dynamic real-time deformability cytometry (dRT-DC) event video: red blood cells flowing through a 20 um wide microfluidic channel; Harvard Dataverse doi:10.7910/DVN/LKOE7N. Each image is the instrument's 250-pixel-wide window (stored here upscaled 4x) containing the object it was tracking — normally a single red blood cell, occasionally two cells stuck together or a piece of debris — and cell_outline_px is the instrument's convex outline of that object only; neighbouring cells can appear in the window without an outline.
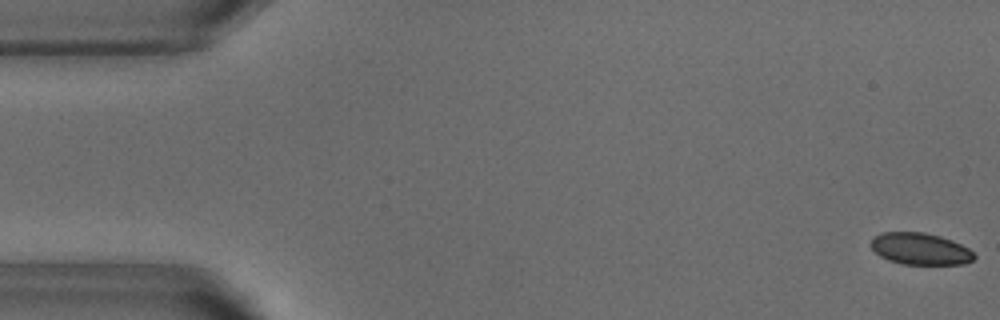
{"species": "common noctule bat (a hibernating species)", "species_latin": "Nyctalus noctula", "temperature_condition": "warm", "stored_images_in_passage": 35, "camera_frame_rate_fps": 3000, "um_per_image_px": 0.085, "animal": {"sex": "male", "body_mass_g": 18.8}, "frame": {"image": 1, "passage_image": 1, "time_ms": 0.0, "image_size_px": [1000, 320], "cell_outline_px": [[976, 256], [972, 260], [964, 264], [900, 264], [888, 260], [880, 256], [868, 244], [880, 232], [924, 232], [940, 236], [952, 240], [968, 248]], "centroid_in_image_um": [78.2, 21.15], "position_along_channel_um": 6.8, "area_um2": 19.13}}
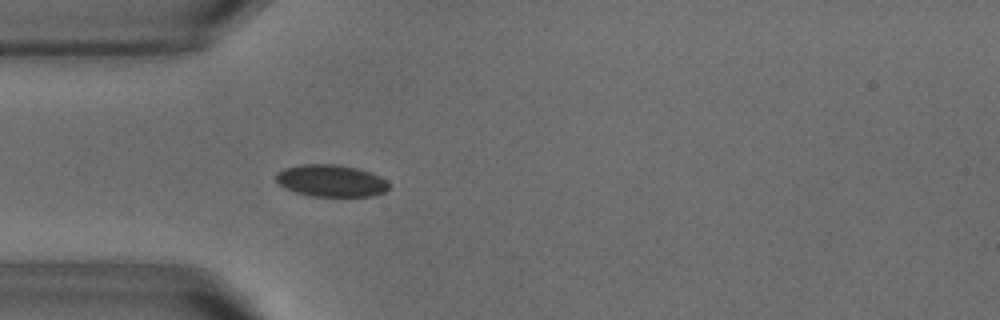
{"frame": {"image": 2, "passage_image": 15, "time_ms": 4.667, "image_size_px": [1000, 320], "cell_outline_px": [[388, 188], [384, 192], [372, 196], [312, 196], [296, 192], [280, 184], [276, 180], [276, 172], [284, 168], [300, 164], [336, 164], [356, 168], [380, 176], [388, 184]], "centroid_in_image_um": [28.12, 15.35], "position_along_channel_um": 56.9, "area_um2": 20.81}}
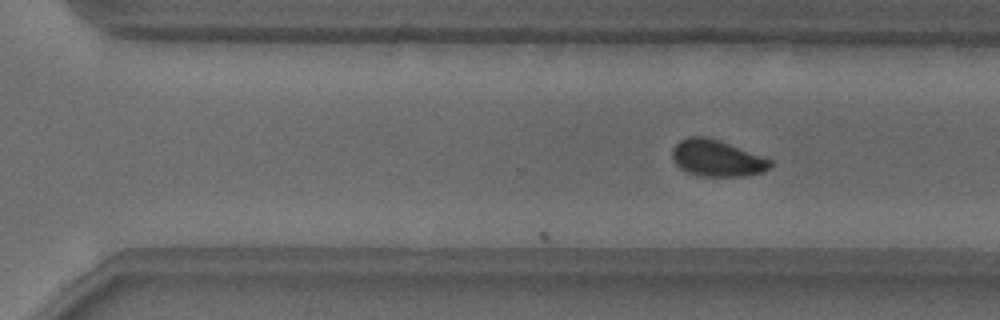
{"frame": {"image": 3, "passage_image": 35, "time_ms": 11.333, "image_size_px": [1000, 320], "cell_outline_px": [[772, 164], [764, 172], [744, 176], [700, 176], [688, 172], [680, 168], [676, 164], [672, 156], [672, 148], [680, 140], [688, 136], [704, 136], [720, 140], [764, 156], [772, 160]], "centroid_in_image_um": [60.95, 13.44], "position_along_channel_um": 309.7, "area_um2": 20.98}}